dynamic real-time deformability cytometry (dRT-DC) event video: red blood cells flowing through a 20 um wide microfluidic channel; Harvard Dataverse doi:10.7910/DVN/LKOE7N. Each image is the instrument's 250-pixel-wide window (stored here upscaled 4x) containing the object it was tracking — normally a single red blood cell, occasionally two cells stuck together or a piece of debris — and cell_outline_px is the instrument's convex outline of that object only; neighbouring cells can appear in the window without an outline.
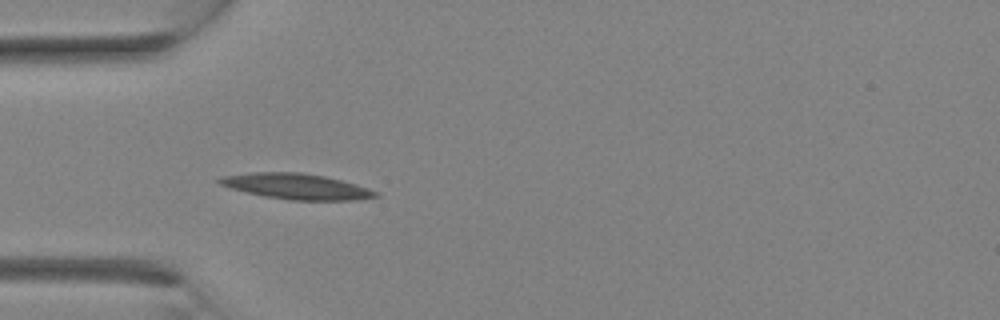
{"species": "Egyptian fruit bat (a non-hibernating species)", "species_latin": "Rousettus aegyptiacus", "temperature_condition": "room temperature", "stored_images_in_passage": 11, "camera_frame_rate_fps": 3000, "um_per_image_px": 0.085, "animal": {"sex": "female"}, "frame": {"image": 1, "passage_image": 2, "time_ms": 0.333, "image_size_px": [1000, 320], "cell_outline_px": [[380, 196], [356, 200], [288, 200], [264, 196], [232, 188], [220, 184], [216, 180], [220, 176], [252, 172], [304, 172], [324, 176], [356, 184], [380, 192]], "centroid_in_image_um": [25.22, 15.84], "position_along_channel_um": 59.8, "area_um2": 23.35}}
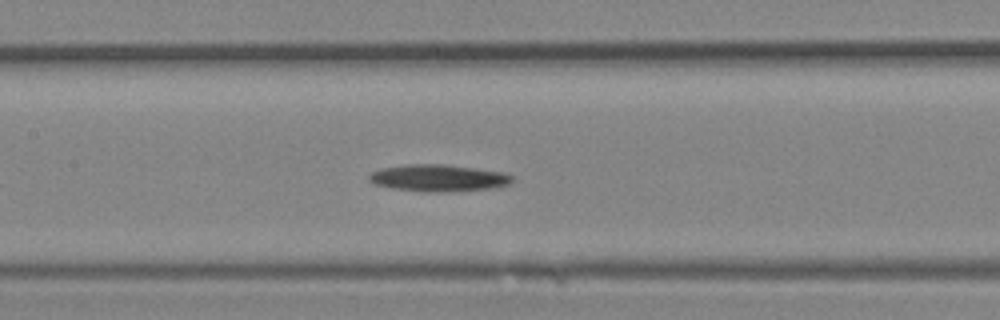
{"frame": {"image": 2, "passage_image": 7, "time_ms": 2.0, "image_size_px": [1000, 320], "cell_outline_px": [[512, 180], [508, 184], [492, 188], [436, 192], [424, 192], [392, 188], [376, 184], [368, 180], [368, 176], [372, 172], [380, 168], [408, 164], [444, 164], [504, 172], [512, 176]], "centroid_in_image_um": [37.22, 15.12], "position_along_channel_um": 170.2, "area_um2": 22.25}}
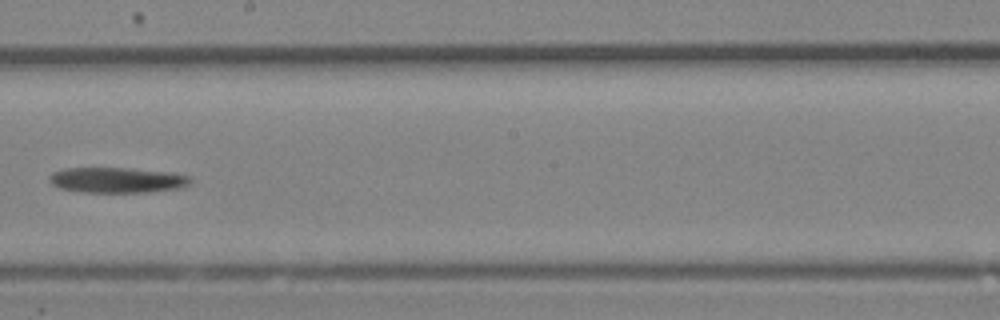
{"frame": {"image": 3, "passage_image": 10, "time_ms": 3.0, "image_size_px": [1000, 320], "cell_outline_px": [[192, 180], [188, 184], [180, 188], [144, 192], [80, 192], [60, 188], [52, 184], [48, 180], [48, 176], [52, 172], [64, 168], [128, 168], [176, 172], [192, 176]], "centroid_in_image_um": [9.96, 15.29], "position_along_channel_um": 238.2, "area_um2": 21.15}}